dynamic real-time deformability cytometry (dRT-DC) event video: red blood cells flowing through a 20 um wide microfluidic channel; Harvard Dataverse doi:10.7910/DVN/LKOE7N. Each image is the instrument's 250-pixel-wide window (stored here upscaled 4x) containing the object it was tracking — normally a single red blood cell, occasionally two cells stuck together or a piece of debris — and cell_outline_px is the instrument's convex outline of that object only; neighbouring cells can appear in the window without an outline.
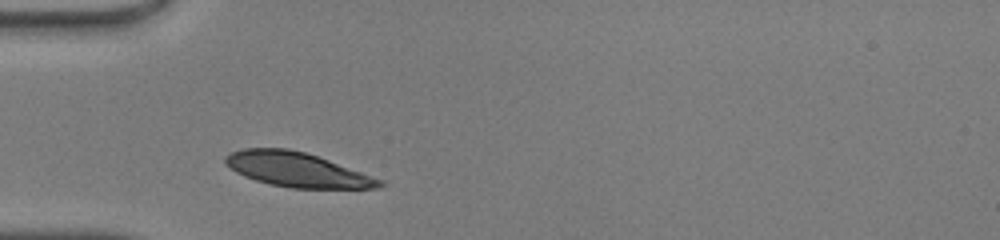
{"species": "human", "species_latin": "Homo sapiens", "temperature_condition": "warm", "stored_images_in_passage": 25, "camera_frame_rate_fps": 3000, "um_per_image_px": 0.085, "donor": {"sex": "male"}, "frame": {"image": 1, "passage_image": 1, "time_ms": 0.0, "image_size_px": [1000, 240], "cell_outline_px": [[384, 184], [376, 188], [292, 188], [272, 184], [256, 180], [244, 176], [236, 172], [224, 164], [224, 156], [232, 152], [244, 148], [288, 148], [304, 152], [328, 160], [384, 180]], "centroid_in_image_um": [25.22, 14.41], "position_along_channel_um": 59.8, "area_um2": 30.69}}
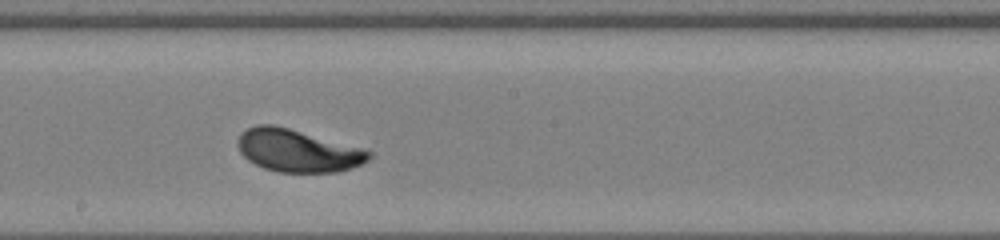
{"frame": {"image": 2, "passage_image": 13, "time_ms": 4.0, "image_size_px": [1000, 240], "cell_outline_px": [[372, 156], [368, 160], [352, 168], [336, 172], [276, 172], [264, 168], [248, 160], [240, 152], [236, 144], [236, 140], [240, 132], [256, 124], [272, 124], [288, 128], [360, 148], [372, 152]], "centroid_in_image_um": [25.24, 12.81], "position_along_channel_um": 223.0, "area_um2": 32.31}}
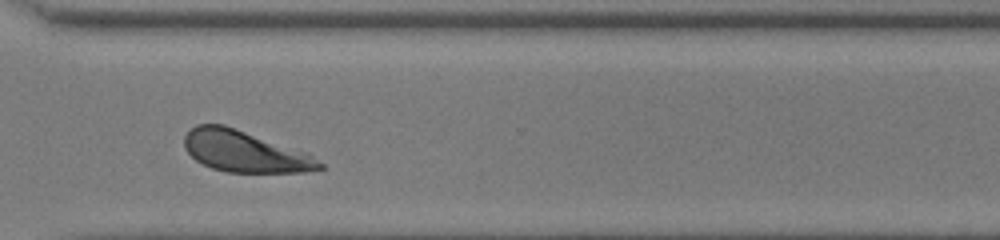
{"frame": {"image": 3, "passage_image": 22, "time_ms": 7.0, "image_size_px": [1000, 240], "cell_outline_px": [[324, 168], [304, 172], [228, 172], [212, 168], [196, 160], [184, 148], [184, 136], [196, 124], [224, 124], [312, 156], [324, 164]], "centroid_in_image_um": [20.74, 12.88], "position_along_channel_um": 349.9, "area_um2": 31.73}, "authors_computed_cell_mechanics": {"area_um2": 32.3102, "velocity_mm_per_s": 4.2201, "shape_relaxation_time_tau1_ms": 1.5554, "shape_relaxation_time_tau2_ms": null, "deformation_change_tau1": 0.1111, "deformation_change_tau2": null}}